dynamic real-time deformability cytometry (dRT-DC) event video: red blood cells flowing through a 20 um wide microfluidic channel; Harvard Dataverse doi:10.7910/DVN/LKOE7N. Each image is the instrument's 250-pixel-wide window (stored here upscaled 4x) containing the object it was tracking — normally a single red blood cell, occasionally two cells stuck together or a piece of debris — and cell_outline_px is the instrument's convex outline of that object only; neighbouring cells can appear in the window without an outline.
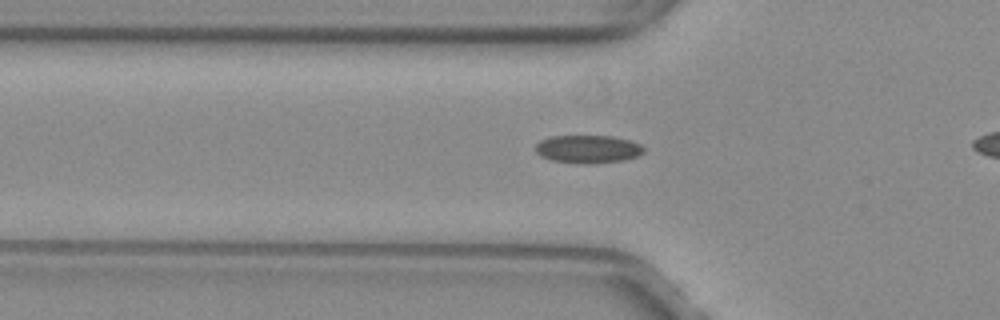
{"species": "common noctule bat (a hibernating species)", "species_latin": "Nyctalus noctula", "temperature_condition": "warm", "stored_images_in_passage": 36, "camera_frame_rate_fps": 3000, "um_per_image_px": 0.085, "animal": {"sex": "female", "body_mass_g": 29.2, "forearm_length_mm": 56.3}, "frame": {"image": 1, "passage_image": 9, "time_ms": 2.667, "image_size_px": [1000, 320], "cell_outline_px": [[644, 152], [636, 156], [624, 160], [592, 164], [580, 164], [552, 160], [540, 156], [536, 152], [536, 144], [540, 140], [552, 136], [612, 136], [628, 140], [640, 144], [644, 148]], "centroid_in_image_um": [49.96, 12.68], "position_along_channel_um": 75.8, "area_um2": 17.69}}
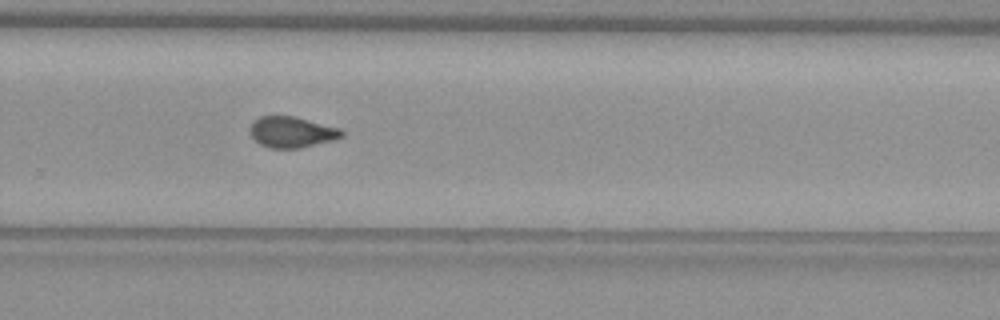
{"frame": {"image": 2, "passage_image": 26, "time_ms": 8.333, "image_size_px": [1000, 320], "cell_outline_px": [[344, 136], [336, 140], [300, 148], [268, 148], [260, 144], [248, 132], [248, 128], [260, 116], [296, 116], [340, 128], [344, 132]], "centroid_in_image_um": [24.83, 11.23], "position_along_channel_um": 305.0, "area_um2": 16.76}}
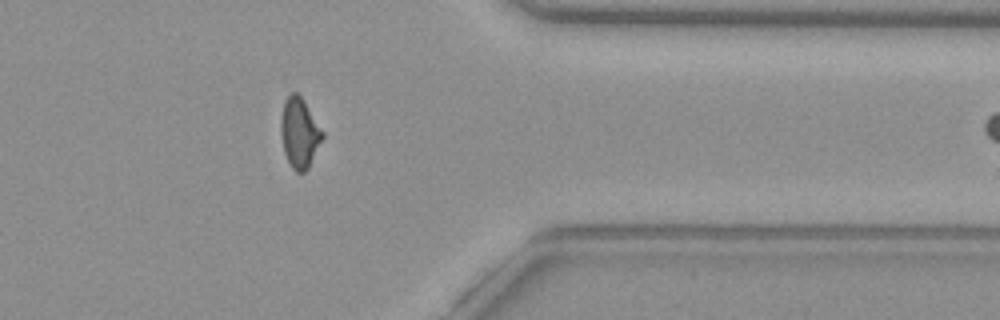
{"frame": {"image": 3, "passage_image": 33, "time_ms": 10.667, "image_size_px": [1000, 320], "cell_outline_px": [[324, 136], [308, 168], [304, 172], [296, 172], [292, 168], [284, 152], [280, 132], [280, 120], [284, 100], [292, 92], [296, 92], [304, 100], [324, 132]], "centroid_in_image_um": [25.45, 11.27], "position_along_channel_um": 386.0, "area_um2": 16.99}}